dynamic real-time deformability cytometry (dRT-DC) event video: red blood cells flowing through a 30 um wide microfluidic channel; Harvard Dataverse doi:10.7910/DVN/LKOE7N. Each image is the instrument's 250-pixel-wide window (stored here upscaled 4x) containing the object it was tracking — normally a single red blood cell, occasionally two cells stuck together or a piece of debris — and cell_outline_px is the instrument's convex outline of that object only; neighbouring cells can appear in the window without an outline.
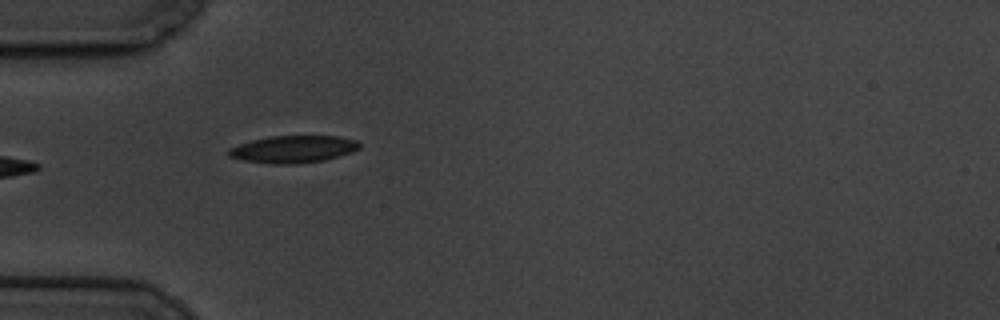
{"species": "common noctule bat (a hibernating species)", "species_latin": "Nyctalus noctula", "temperature_condition": "cold", "stored_images_in_passage": 2, "camera_frame_rate_fps": 3000, "um_per_image_px": 0.085, "animal": {"sex": "male", "body_mass_g": 19.5, "forearm_length_mm": 54.6}, "frame": {"image": 1, "passage_image": 1, "time_ms": 0.0, "image_size_px": [1000, 320], "cell_outline_px": [[360, 148], [352, 152], [340, 156], [324, 160], [300, 164], [272, 164], [240, 160], [228, 156], [228, 148], [252, 140], [268, 136], [340, 136], [356, 140], [360, 144]], "centroid_in_image_um": [24.92, 12.69], "position_along_channel_um": 60.1, "area_um2": 20.98}}
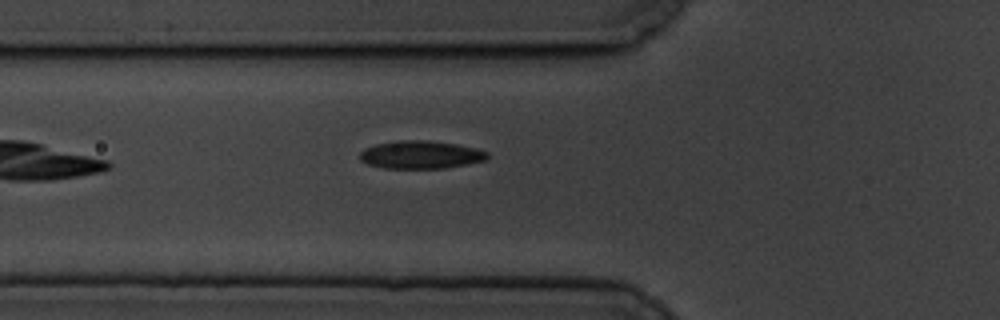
{"frame": {"image": 2, "passage_image": 2, "time_ms": 1.0, "image_size_px": [1000, 320], "cell_outline_px": [[488, 156], [484, 160], [444, 168], [384, 168], [368, 164], [360, 160], [360, 152], [364, 148], [376, 144], [396, 140], [428, 140], [456, 144], [476, 148], [488, 152]], "centroid_in_image_um": [35.72, 13.14], "position_along_channel_um": 90.1, "area_um2": 20.63}}